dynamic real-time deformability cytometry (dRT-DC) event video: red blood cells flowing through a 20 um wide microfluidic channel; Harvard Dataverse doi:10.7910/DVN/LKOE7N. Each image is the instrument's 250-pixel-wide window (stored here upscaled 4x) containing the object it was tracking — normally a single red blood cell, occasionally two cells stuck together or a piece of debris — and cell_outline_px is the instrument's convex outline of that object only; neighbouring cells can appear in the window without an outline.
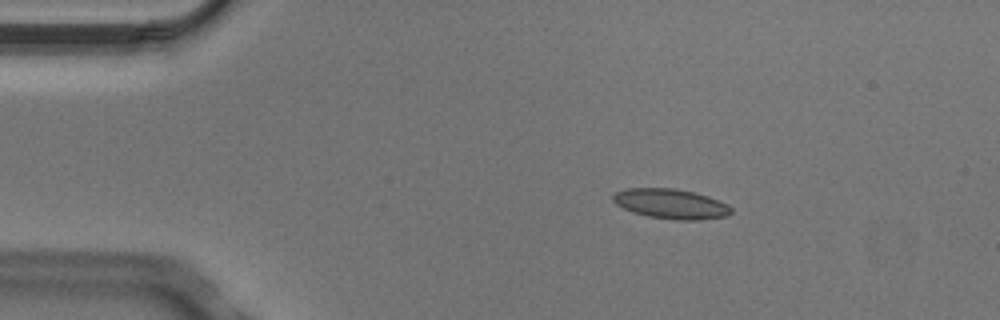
{"species": "Egyptian fruit bat (a non-hibernating species)", "species_latin": "Rousettus aegyptiacus", "temperature_condition": "cold", "stored_images_in_passage": 2, "camera_frame_rate_fps": 3000, "um_per_image_px": 0.085, "animal": {"sex": "male"}, "frame": {"image": 1, "passage_image": 1, "time_ms": 0.0, "image_size_px": [1000, 320], "cell_outline_px": [[732, 212], [728, 216], [700, 220], [676, 220], [648, 216], [632, 212], [616, 204], [612, 200], [612, 196], [616, 192], [628, 188], [676, 188], [708, 196], [728, 204], [732, 208]], "centroid_in_image_um": [57.04, 17.33], "position_along_channel_um": 28.0, "area_um2": 20.63}}